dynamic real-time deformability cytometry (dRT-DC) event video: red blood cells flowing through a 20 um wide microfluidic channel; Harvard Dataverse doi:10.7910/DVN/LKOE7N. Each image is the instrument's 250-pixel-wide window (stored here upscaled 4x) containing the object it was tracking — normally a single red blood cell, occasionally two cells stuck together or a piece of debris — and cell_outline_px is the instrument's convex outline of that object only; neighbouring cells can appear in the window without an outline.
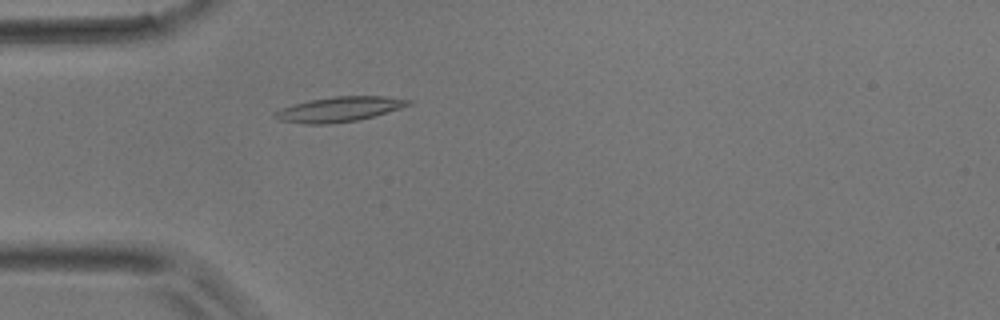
{"species": "common noctule bat (a hibernating species)", "species_latin": "Nyctalus noctula", "temperature_condition": "room temperature", "stored_images_in_passage": 40, "camera_frame_rate_fps": 3000, "um_per_image_px": 0.085, "animal": {"sex": "male", "body_mass_g": 17.9}, "frame": {"image": 1, "passage_image": 5, "time_ms": 1.333, "image_size_px": [1000, 320], "cell_outline_px": [[412, 104], [400, 108], [372, 116], [356, 120], [324, 124], [304, 124], [280, 120], [272, 116], [280, 108], [312, 100], [332, 96], [384, 96], [412, 100]], "centroid_in_image_um": [28.83, 9.28], "position_along_channel_um": 56.2, "area_um2": 19.02}}
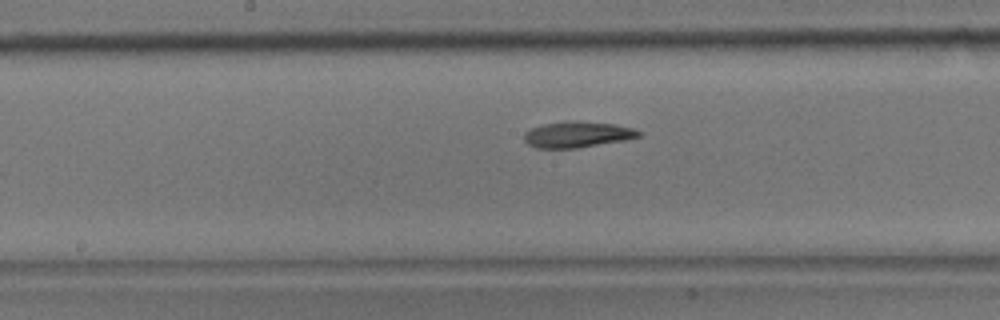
{"frame": {"image": 2, "passage_image": 16, "time_ms": 5.0, "image_size_px": [1000, 320], "cell_outline_px": [[644, 132], [640, 136], [624, 140], [576, 148], [536, 148], [528, 144], [524, 140], [524, 132], [532, 128], [544, 124], [568, 120], [616, 124], [632, 128]], "centroid_in_image_um": [49.07, 11.42], "position_along_channel_um": 199.1, "area_um2": 17.34}}
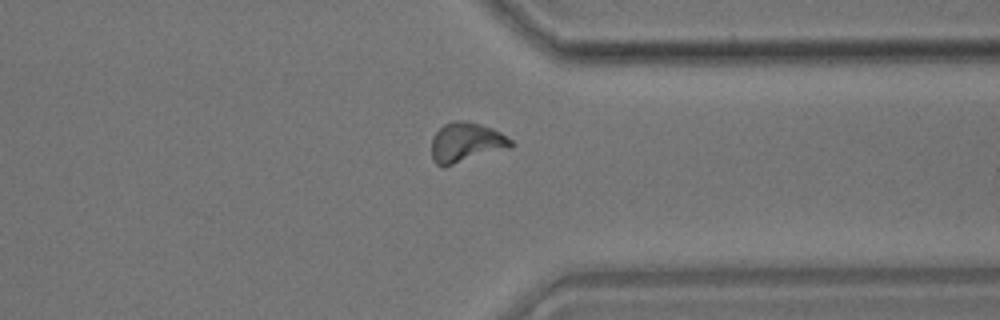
{"frame": {"image": 3, "passage_image": 29, "time_ms": 9.333, "image_size_px": [1000, 320], "cell_outline_px": [[516, 144], [512, 148], [452, 164], [436, 164], [432, 160], [432, 136], [444, 124], [456, 120], [468, 120], [492, 128], [500, 132], [512, 140]], "centroid_in_image_um": [39.67, 12.08], "position_along_channel_um": 371.7, "area_um2": 18.32}}